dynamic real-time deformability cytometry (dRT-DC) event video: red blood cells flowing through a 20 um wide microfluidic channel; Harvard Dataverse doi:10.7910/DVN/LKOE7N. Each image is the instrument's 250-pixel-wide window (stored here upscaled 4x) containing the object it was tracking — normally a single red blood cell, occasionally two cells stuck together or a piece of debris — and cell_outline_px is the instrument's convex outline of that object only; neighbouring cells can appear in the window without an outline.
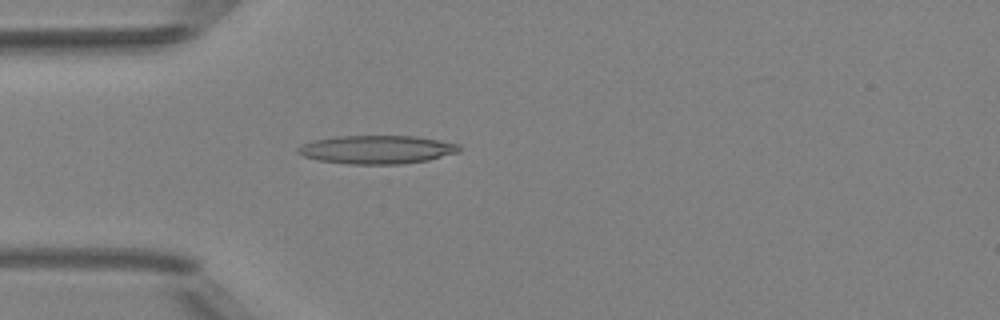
{"species": "Egyptian fruit bat (a non-hibernating species)", "species_latin": "Rousettus aegyptiacus", "temperature_condition": "room temperature", "stored_images_in_passage": 4, "camera_frame_rate_fps": 3000, "um_per_image_px": 0.085, "animal": {"sex": "female"}, "frame": {"image": 1, "passage_image": 4, "time_ms": 3.333, "image_size_px": [1000, 320], "cell_outline_px": [[460, 152], [428, 160], [404, 164], [348, 164], [320, 160], [304, 156], [296, 152], [296, 148], [312, 140], [340, 136], [416, 136], [460, 144]], "centroid_in_image_um": [32.06, 12.71], "position_along_channel_um": 52.9, "area_um2": 26.7}}